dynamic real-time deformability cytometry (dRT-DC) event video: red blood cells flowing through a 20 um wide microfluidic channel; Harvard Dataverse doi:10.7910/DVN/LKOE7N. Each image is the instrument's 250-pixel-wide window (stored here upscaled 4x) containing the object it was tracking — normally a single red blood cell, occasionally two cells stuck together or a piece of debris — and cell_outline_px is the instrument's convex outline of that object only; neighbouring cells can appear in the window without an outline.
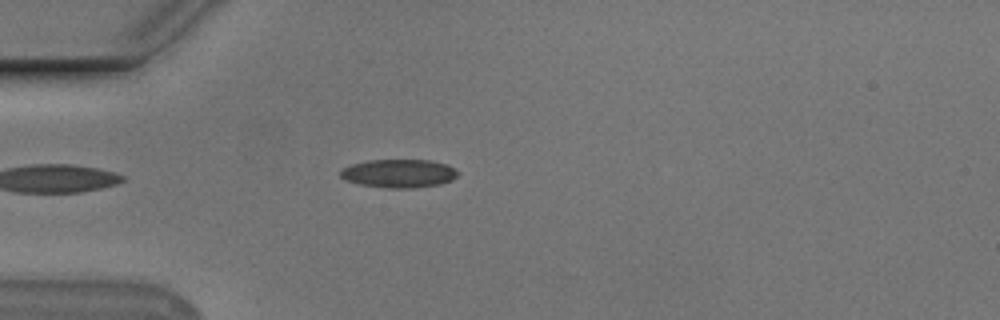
{"species": "Egyptian fruit bat (a non-hibernating species)", "species_latin": "Rousettus aegyptiacus", "temperature_condition": "cold", "stored_images_in_passage": 20, "camera_frame_rate_fps": 3000, "um_per_image_px": 0.085, "animal": {"sex": "male"}, "frame": {"image": 1, "passage_image": 2, "time_ms": 0.333, "image_size_px": [1000, 320], "cell_outline_px": [[460, 172], [452, 180], [440, 184], [412, 188], [388, 188], [360, 184], [344, 180], [340, 176], [340, 172], [344, 168], [352, 164], [368, 160], [432, 160], [448, 164], [456, 168]], "centroid_in_image_um": [33.94, 14.73], "position_along_channel_um": 51.1, "area_um2": 19.54}}
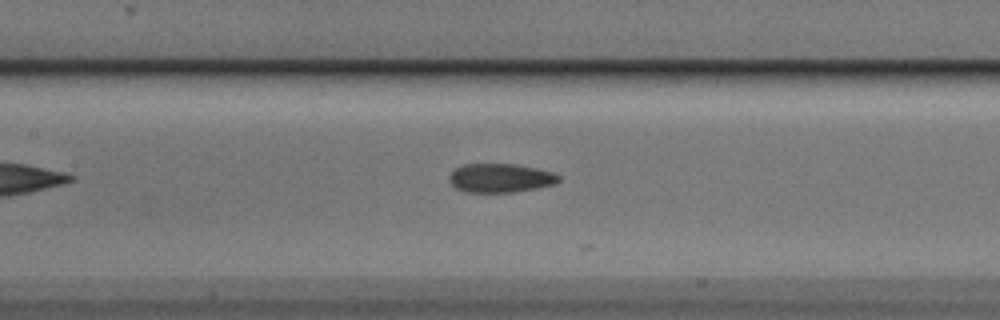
{"frame": {"image": 2, "passage_image": 12, "time_ms": 3.667, "image_size_px": [1000, 320], "cell_outline_px": [[560, 180], [556, 184], [536, 188], [512, 192], [464, 192], [456, 188], [448, 180], [448, 176], [456, 168], [464, 164], [516, 164], [536, 168], [552, 172], [560, 176]], "centroid_in_image_um": [42.53, 15.13], "position_along_channel_um": 164.9, "area_um2": 18.44}}
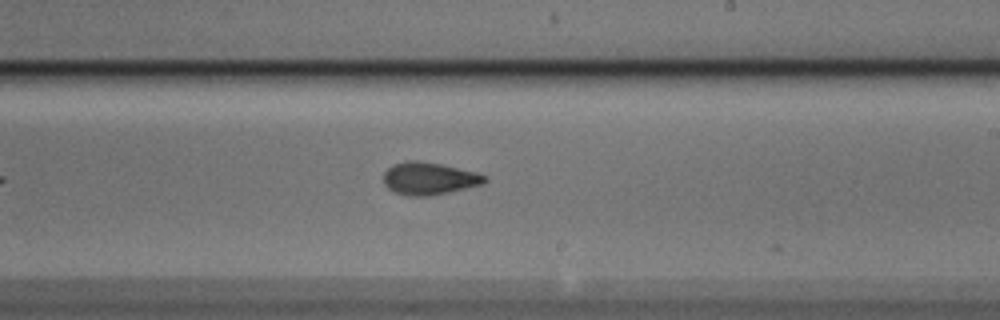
{"frame": {"image": 3, "passage_image": 19, "time_ms": 6.0, "image_size_px": [1000, 320], "cell_outline_px": [[488, 180], [484, 184], [448, 192], [428, 196], [408, 196], [396, 192], [388, 188], [384, 184], [384, 172], [392, 164], [404, 160], [420, 160], [440, 164], [476, 172], [488, 176]], "centroid_in_image_um": [36.48, 15.16], "position_along_channel_um": 252.5, "area_um2": 19.25}}